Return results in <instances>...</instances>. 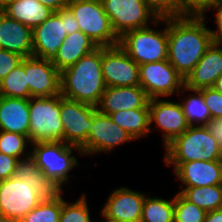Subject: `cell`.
<instances>
[{
    "instance_id": "obj_1",
    "label": "cell",
    "mask_w": 222,
    "mask_h": 222,
    "mask_svg": "<svg viewBox=\"0 0 222 222\" xmlns=\"http://www.w3.org/2000/svg\"><path fill=\"white\" fill-rule=\"evenodd\" d=\"M205 19V16L195 15L167 18V60L183 79L213 43Z\"/></svg>"
},
{
    "instance_id": "obj_2",
    "label": "cell",
    "mask_w": 222,
    "mask_h": 222,
    "mask_svg": "<svg viewBox=\"0 0 222 222\" xmlns=\"http://www.w3.org/2000/svg\"><path fill=\"white\" fill-rule=\"evenodd\" d=\"M60 78L63 97L96 107L107 87L102 73V47L64 69Z\"/></svg>"
},
{
    "instance_id": "obj_3",
    "label": "cell",
    "mask_w": 222,
    "mask_h": 222,
    "mask_svg": "<svg viewBox=\"0 0 222 222\" xmlns=\"http://www.w3.org/2000/svg\"><path fill=\"white\" fill-rule=\"evenodd\" d=\"M222 160V146L206 126H190L165 147L164 163L175 170L181 163Z\"/></svg>"
},
{
    "instance_id": "obj_4",
    "label": "cell",
    "mask_w": 222,
    "mask_h": 222,
    "mask_svg": "<svg viewBox=\"0 0 222 222\" xmlns=\"http://www.w3.org/2000/svg\"><path fill=\"white\" fill-rule=\"evenodd\" d=\"M31 146V157L37 166L58 191H63L64 183L67 185L68 178L73 177L69 172L79 163L73 150L82 155L81 148L59 141L35 142Z\"/></svg>"
},
{
    "instance_id": "obj_5",
    "label": "cell",
    "mask_w": 222,
    "mask_h": 222,
    "mask_svg": "<svg viewBox=\"0 0 222 222\" xmlns=\"http://www.w3.org/2000/svg\"><path fill=\"white\" fill-rule=\"evenodd\" d=\"M163 30L150 26L130 30L119 38L118 45L138 64L167 60V18H162Z\"/></svg>"
},
{
    "instance_id": "obj_6",
    "label": "cell",
    "mask_w": 222,
    "mask_h": 222,
    "mask_svg": "<svg viewBox=\"0 0 222 222\" xmlns=\"http://www.w3.org/2000/svg\"><path fill=\"white\" fill-rule=\"evenodd\" d=\"M66 7L78 20L80 31L98 47L118 45L119 37L112 28L101 0H69Z\"/></svg>"
},
{
    "instance_id": "obj_7",
    "label": "cell",
    "mask_w": 222,
    "mask_h": 222,
    "mask_svg": "<svg viewBox=\"0 0 222 222\" xmlns=\"http://www.w3.org/2000/svg\"><path fill=\"white\" fill-rule=\"evenodd\" d=\"M29 120L28 137L31 143L64 142V129L60 118V94L29 98Z\"/></svg>"
},
{
    "instance_id": "obj_8",
    "label": "cell",
    "mask_w": 222,
    "mask_h": 222,
    "mask_svg": "<svg viewBox=\"0 0 222 222\" xmlns=\"http://www.w3.org/2000/svg\"><path fill=\"white\" fill-rule=\"evenodd\" d=\"M101 2L119 38L130 30L151 26L149 22L152 20L154 26L162 23V18L157 17L145 0H101Z\"/></svg>"
},
{
    "instance_id": "obj_9",
    "label": "cell",
    "mask_w": 222,
    "mask_h": 222,
    "mask_svg": "<svg viewBox=\"0 0 222 222\" xmlns=\"http://www.w3.org/2000/svg\"><path fill=\"white\" fill-rule=\"evenodd\" d=\"M139 81L150 99L177 95L184 86V79L168 60L139 65Z\"/></svg>"
},
{
    "instance_id": "obj_10",
    "label": "cell",
    "mask_w": 222,
    "mask_h": 222,
    "mask_svg": "<svg viewBox=\"0 0 222 222\" xmlns=\"http://www.w3.org/2000/svg\"><path fill=\"white\" fill-rule=\"evenodd\" d=\"M129 133L112 121L109 115L97 109L88 127V138L81 147L82 155L111 152L116 146L133 141Z\"/></svg>"
},
{
    "instance_id": "obj_11",
    "label": "cell",
    "mask_w": 222,
    "mask_h": 222,
    "mask_svg": "<svg viewBox=\"0 0 222 222\" xmlns=\"http://www.w3.org/2000/svg\"><path fill=\"white\" fill-rule=\"evenodd\" d=\"M43 199L28 182L13 177L0 181V215L22 220Z\"/></svg>"
},
{
    "instance_id": "obj_12",
    "label": "cell",
    "mask_w": 222,
    "mask_h": 222,
    "mask_svg": "<svg viewBox=\"0 0 222 222\" xmlns=\"http://www.w3.org/2000/svg\"><path fill=\"white\" fill-rule=\"evenodd\" d=\"M102 73L107 87L140 86L139 65L119 45L102 47Z\"/></svg>"
},
{
    "instance_id": "obj_13",
    "label": "cell",
    "mask_w": 222,
    "mask_h": 222,
    "mask_svg": "<svg viewBox=\"0 0 222 222\" xmlns=\"http://www.w3.org/2000/svg\"><path fill=\"white\" fill-rule=\"evenodd\" d=\"M95 110V106L67 99L60 94V118L65 143L80 148L86 143Z\"/></svg>"
},
{
    "instance_id": "obj_14",
    "label": "cell",
    "mask_w": 222,
    "mask_h": 222,
    "mask_svg": "<svg viewBox=\"0 0 222 222\" xmlns=\"http://www.w3.org/2000/svg\"><path fill=\"white\" fill-rule=\"evenodd\" d=\"M150 126L156 124L162 132V144L166 147L176 137L183 134L189 127L181 104L163 98L149 100Z\"/></svg>"
},
{
    "instance_id": "obj_15",
    "label": "cell",
    "mask_w": 222,
    "mask_h": 222,
    "mask_svg": "<svg viewBox=\"0 0 222 222\" xmlns=\"http://www.w3.org/2000/svg\"><path fill=\"white\" fill-rule=\"evenodd\" d=\"M24 72L29 89V98L51 97L60 94V72L51 60L34 56L25 57Z\"/></svg>"
},
{
    "instance_id": "obj_16",
    "label": "cell",
    "mask_w": 222,
    "mask_h": 222,
    "mask_svg": "<svg viewBox=\"0 0 222 222\" xmlns=\"http://www.w3.org/2000/svg\"><path fill=\"white\" fill-rule=\"evenodd\" d=\"M66 37L65 19L56 11L32 30L33 56L52 61Z\"/></svg>"
},
{
    "instance_id": "obj_17",
    "label": "cell",
    "mask_w": 222,
    "mask_h": 222,
    "mask_svg": "<svg viewBox=\"0 0 222 222\" xmlns=\"http://www.w3.org/2000/svg\"><path fill=\"white\" fill-rule=\"evenodd\" d=\"M145 195L127 187L116 188L108 196L101 211L112 219L123 222H141Z\"/></svg>"
},
{
    "instance_id": "obj_18",
    "label": "cell",
    "mask_w": 222,
    "mask_h": 222,
    "mask_svg": "<svg viewBox=\"0 0 222 222\" xmlns=\"http://www.w3.org/2000/svg\"><path fill=\"white\" fill-rule=\"evenodd\" d=\"M149 100L140 86L106 87L96 109L109 115L121 110L149 108Z\"/></svg>"
},
{
    "instance_id": "obj_19",
    "label": "cell",
    "mask_w": 222,
    "mask_h": 222,
    "mask_svg": "<svg viewBox=\"0 0 222 222\" xmlns=\"http://www.w3.org/2000/svg\"><path fill=\"white\" fill-rule=\"evenodd\" d=\"M173 172L182 183L180 188L222 184V160L181 163Z\"/></svg>"
},
{
    "instance_id": "obj_20",
    "label": "cell",
    "mask_w": 222,
    "mask_h": 222,
    "mask_svg": "<svg viewBox=\"0 0 222 222\" xmlns=\"http://www.w3.org/2000/svg\"><path fill=\"white\" fill-rule=\"evenodd\" d=\"M222 75V46L213 42L194 69L184 79V86L201 90L213 87Z\"/></svg>"
},
{
    "instance_id": "obj_21",
    "label": "cell",
    "mask_w": 222,
    "mask_h": 222,
    "mask_svg": "<svg viewBox=\"0 0 222 222\" xmlns=\"http://www.w3.org/2000/svg\"><path fill=\"white\" fill-rule=\"evenodd\" d=\"M0 49L33 56L32 30L0 10Z\"/></svg>"
},
{
    "instance_id": "obj_22",
    "label": "cell",
    "mask_w": 222,
    "mask_h": 222,
    "mask_svg": "<svg viewBox=\"0 0 222 222\" xmlns=\"http://www.w3.org/2000/svg\"><path fill=\"white\" fill-rule=\"evenodd\" d=\"M29 99L0 96V130L28 136Z\"/></svg>"
},
{
    "instance_id": "obj_23",
    "label": "cell",
    "mask_w": 222,
    "mask_h": 222,
    "mask_svg": "<svg viewBox=\"0 0 222 222\" xmlns=\"http://www.w3.org/2000/svg\"><path fill=\"white\" fill-rule=\"evenodd\" d=\"M98 46L80 30L67 35L58 49L52 64L59 72L77 63L82 57L91 53Z\"/></svg>"
},
{
    "instance_id": "obj_24",
    "label": "cell",
    "mask_w": 222,
    "mask_h": 222,
    "mask_svg": "<svg viewBox=\"0 0 222 222\" xmlns=\"http://www.w3.org/2000/svg\"><path fill=\"white\" fill-rule=\"evenodd\" d=\"M0 10L9 18L21 22L31 30L54 13L37 0H10Z\"/></svg>"
},
{
    "instance_id": "obj_25",
    "label": "cell",
    "mask_w": 222,
    "mask_h": 222,
    "mask_svg": "<svg viewBox=\"0 0 222 222\" xmlns=\"http://www.w3.org/2000/svg\"><path fill=\"white\" fill-rule=\"evenodd\" d=\"M113 122L131 135L134 140L146 137L153 128L150 126V109L137 108L109 114ZM152 130V131H151Z\"/></svg>"
},
{
    "instance_id": "obj_26",
    "label": "cell",
    "mask_w": 222,
    "mask_h": 222,
    "mask_svg": "<svg viewBox=\"0 0 222 222\" xmlns=\"http://www.w3.org/2000/svg\"><path fill=\"white\" fill-rule=\"evenodd\" d=\"M12 177L32 184L33 189L43 198L51 197L58 192L31 156L17 161Z\"/></svg>"
},
{
    "instance_id": "obj_27",
    "label": "cell",
    "mask_w": 222,
    "mask_h": 222,
    "mask_svg": "<svg viewBox=\"0 0 222 222\" xmlns=\"http://www.w3.org/2000/svg\"><path fill=\"white\" fill-rule=\"evenodd\" d=\"M185 91L190 92L184 100L181 101V107L190 126H205L211 119L209 108L206 106L203 96L202 89L195 90L189 89L186 86L181 88L180 94L183 92V96L186 94ZM193 92V94H192ZM199 123V124H198Z\"/></svg>"
},
{
    "instance_id": "obj_28",
    "label": "cell",
    "mask_w": 222,
    "mask_h": 222,
    "mask_svg": "<svg viewBox=\"0 0 222 222\" xmlns=\"http://www.w3.org/2000/svg\"><path fill=\"white\" fill-rule=\"evenodd\" d=\"M178 192L206 212L222 209V184L181 188Z\"/></svg>"
},
{
    "instance_id": "obj_29",
    "label": "cell",
    "mask_w": 222,
    "mask_h": 222,
    "mask_svg": "<svg viewBox=\"0 0 222 222\" xmlns=\"http://www.w3.org/2000/svg\"><path fill=\"white\" fill-rule=\"evenodd\" d=\"M141 222H174V197L167 200L145 196Z\"/></svg>"
},
{
    "instance_id": "obj_30",
    "label": "cell",
    "mask_w": 222,
    "mask_h": 222,
    "mask_svg": "<svg viewBox=\"0 0 222 222\" xmlns=\"http://www.w3.org/2000/svg\"><path fill=\"white\" fill-rule=\"evenodd\" d=\"M61 215V191L44 198L35 208L27 213L22 222H59Z\"/></svg>"
},
{
    "instance_id": "obj_31",
    "label": "cell",
    "mask_w": 222,
    "mask_h": 222,
    "mask_svg": "<svg viewBox=\"0 0 222 222\" xmlns=\"http://www.w3.org/2000/svg\"><path fill=\"white\" fill-rule=\"evenodd\" d=\"M0 96L29 99V89L24 72V58L21 63L0 82Z\"/></svg>"
},
{
    "instance_id": "obj_32",
    "label": "cell",
    "mask_w": 222,
    "mask_h": 222,
    "mask_svg": "<svg viewBox=\"0 0 222 222\" xmlns=\"http://www.w3.org/2000/svg\"><path fill=\"white\" fill-rule=\"evenodd\" d=\"M32 143L29 137L18 133L1 131L0 130V152L15 158L24 159L31 156V151L28 146Z\"/></svg>"
},
{
    "instance_id": "obj_33",
    "label": "cell",
    "mask_w": 222,
    "mask_h": 222,
    "mask_svg": "<svg viewBox=\"0 0 222 222\" xmlns=\"http://www.w3.org/2000/svg\"><path fill=\"white\" fill-rule=\"evenodd\" d=\"M61 191V215L59 222H92L87 195L82 194L73 203L64 200Z\"/></svg>"
},
{
    "instance_id": "obj_34",
    "label": "cell",
    "mask_w": 222,
    "mask_h": 222,
    "mask_svg": "<svg viewBox=\"0 0 222 222\" xmlns=\"http://www.w3.org/2000/svg\"><path fill=\"white\" fill-rule=\"evenodd\" d=\"M207 212L181 193L174 196V222H204Z\"/></svg>"
},
{
    "instance_id": "obj_35",
    "label": "cell",
    "mask_w": 222,
    "mask_h": 222,
    "mask_svg": "<svg viewBox=\"0 0 222 222\" xmlns=\"http://www.w3.org/2000/svg\"><path fill=\"white\" fill-rule=\"evenodd\" d=\"M158 18L181 17V0H145Z\"/></svg>"
},
{
    "instance_id": "obj_36",
    "label": "cell",
    "mask_w": 222,
    "mask_h": 222,
    "mask_svg": "<svg viewBox=\"0 0 222 222\" xmlns=\"http://www.w3.org/2000/svg\"><path fill=\"white\" fill-rule=\"evenodd\" d=\"M220 0H181L182 16H205L208 9L216 5Z\"/></svg>"
},
{
    "instance_id": "obj_37",
    "label": "cell",
    "mask_w": 222,
    "mask_h": 222,
    "mask_svg": "<svg viewBox=\"0 0 222 222\" xmlns=\"http://www.w3.org/2000/svg\"><path fill=\"white\" fill-rule=\"evenodd\" d=\"M202 96L211 118H222V93L210 87L202 89Z\"/></svg>"
},
{
    "instance_id": "obj_38",
    "label": "cell",
    "mask_w": 222,
    "mask_h": 222,
    "mask_svg": "<svg viewBox=\"0 0 222 222\" xmlns=\"http://www.w3.org/2000/svg\"><path fill=\"white\" fill-rule=\"evenodd\" d=\"M23 58L18 53L0 49V82L21 63Z\"/></svg>"
},
{
    "instance_id": "obj_39",
    "label": "cell",
    "mask_w": 222,
    "mask_h": 222,
    "mask_svg": "<svg viewBox=\"0 0 222 222\" xmlns=\"http://www.w3.org/2000/svg\"><path fill=\"white\" fill-rule=\"evenodd\" d=\"M18 159L0 152V181L11 178Z\"/></svg>"
},
{
    "instance_id": "obj_40",
    "label": "cell",
    "mask_w": 222,
    "mask_h": 222,
    "mask_svg": "<svg viewBox=\"0 0 222 222\" xmlns=\"http://www.w3.org/2000/svg\"><path fill=\"white\" fill-rule=\"evenodd\" d=\"M213 9L216 10L215 12V22L217 29L210 30V34L212 36L213 42L219 43L222 40V0H220L216 5L210 7L208 10L212 11Z\"/></svg>"
},
{
    "instance_id": "obj_41",
    "label": "cell",
    "mask_w": 222,
    "mask_h": 222,
    "mask_svg": "<svg viewBox=\"0 0 222 222\" xmlns=\"http://www.w3.org/2000/svg\"><path fill=\"white\" fill-rule=\"evenodd\" d=\"M65 19L66 34H72L80 30L78 20L73 16L71 11L66 7L58 11Z\"/></svg>"
},
{
    "instance_id": "obj_42",
    "label": "cell",
    "mask_w": 222,
    "mask_h": 222,
    "mask_svg": "<svg viewBox=\"0 0 222 222\" xmlns=\"http://www.w3.org/2000/svg\"><path fill=\"white\" fill-rule=\"evenodd\" d=\"M205 126L222 146V118H211Z\"/></svg>"
},
{
    "instance_id": "obj_43",
    "label": "cell",
    "mask_w": 222,
    "mask_h": 222,
    "mask_svg": "<svg viewBox=\"0 0 222 222\" xmlns=\"http://www.w3.org/2000/svg\"><path fill=\"white\" fill-rule=\"evenodd\" d=\"M43 5L49 7L52 11L56 12L60 9L66 8L69 0H37Z\"/></svg>"
},
{
    "instance_id": "obj_44",
    "label": "cell",
    "mask_w": 222,
    "mask_h": 222,
    "mask_svg": "<svg viewBox=\"0 0 222 222\" xmlns=\"http://www.w3.org/2000/svg\"><path fill=\"white\" fill-rule=\"evenodd\" d=\"M204 222H222V209L207 212Z\"/></svg>"
},
{
    "instance_id": "obj_45",
    "label": "cell",
    "mask_w": 222,
    "mask_h": 222,
    "mask_svg": "<svg viewBox=\"0 0 222 222\" xmlns=\"http://www.w3.org/2000/svg\"><path fill=\"white\" fill-rule=\"evenodd\" d=\"M0 222H22V220L12 218L9 216L0 215Z\"/></svg>"
},
{
    "instance_id": "obj_46",
    "label": "cell",
    "mask_w": 222,
    "mask_h": 222,
    "mask_svg": "<svg viewBox=\"0 0 222 222\" xmlns=\"http://www.w3.org/2000/svg\"><path fill=\"white\" fill-rule=\"evenodd\" d=\"M213 88L222 93V75L216 80Z\"/></svg>"
},
{
    "instance_id": "obj_47",
    "label": "cell",
    "mask_w": 222,
    "mask_h": 222,
    "mask_svg": "<svg viewBox=\"0 0 222 222\" xmlns=\"http://www.w3.org/2000/svg\"><path fill=\"white\" fill-rule=\"evenodd\" d=\"M101 215L104 220H102V222H123V221H120V220H116V219H112L110 217H107L102 211H100Z\"/></svg>"
},
{
    "instance_id": "obj_48",
    "label": "cell",
    "mask_w": 222,
    "mask_h": 222,
    "mask_svg": "<svg viewBox=\"0 0 222 222\" xmlns=\"http://www.w3.org/2000/svg\"><path fill=\"white\" fill-rule=\"evenodd\" d=\"M10 0H0V8L3 7Z\"/></svg>"
}]
</instances>
